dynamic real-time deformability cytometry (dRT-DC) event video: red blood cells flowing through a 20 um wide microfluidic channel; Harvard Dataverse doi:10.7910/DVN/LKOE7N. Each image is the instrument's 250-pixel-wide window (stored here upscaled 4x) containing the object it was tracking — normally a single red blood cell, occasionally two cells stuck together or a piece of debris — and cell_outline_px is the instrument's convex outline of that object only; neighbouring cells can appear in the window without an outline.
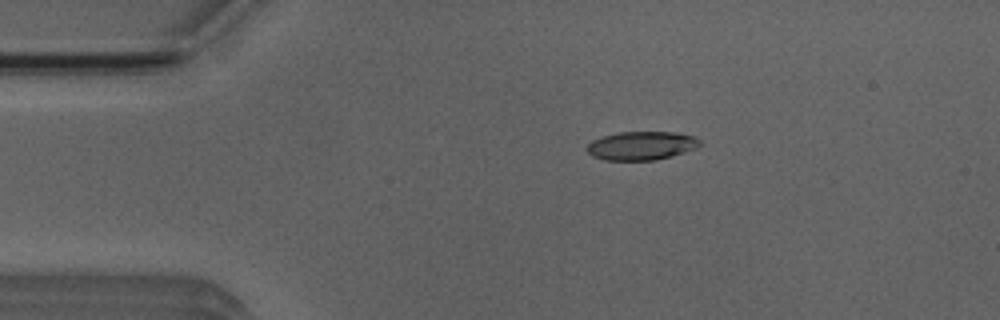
{"species": "Egyptian fruit bat (a non-hibernating species)", "species_latin": "Rousettus aegyptiacus", "temperature_condition": "room temperature", "stored_images_in_passage": 2, "camera_frame_rate_fps": 3000, "um_per_image_px": 0.085, "animal": {"sex": "male"}, "frame": {"image": 1, "passage_image": 2, "time_ms": 2.333, "image_size_px": [1000, 320], "cell_outline_px": [[700, 144], [684, 152], [672, 156], [656, 160], [604, 160], [592, 156], [584, 148], [592, 140], [604, 136], [620, 132], [676, 132], [692, 136], [700, 140]], "centroid_in_image_um": [54.47, 12.39], "position_along_channel_um": 30.5, "area_um2": 18.67}}